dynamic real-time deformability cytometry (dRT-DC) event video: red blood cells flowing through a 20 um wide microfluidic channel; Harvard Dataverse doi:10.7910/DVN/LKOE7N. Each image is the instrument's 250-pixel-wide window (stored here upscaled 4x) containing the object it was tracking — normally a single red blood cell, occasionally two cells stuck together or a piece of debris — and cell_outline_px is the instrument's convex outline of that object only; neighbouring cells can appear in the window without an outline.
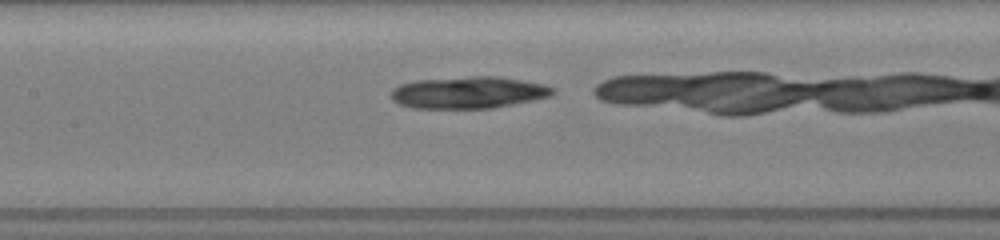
{"species": "common noctule bat (a hibernating species)", "species_latin": "Nyctalus noctula", "temperature_condition": "room temperature", "stored_images_in_passage": 29, "camera_frame_rate_fps": 3000, "um_per_image_px": 0.085, "animal": {"sex": "female", "body_mass_g": 19.5, "forearm_length_mm": 54.1}, "frame": {"image": 1, "passage_image": 15, "time_ms": 4.667, "image_size_px": [1000, 240], "cell_outline_px": [[556, 92], [552, 96], [492, 108], [412, 108], [400, 104], [392, 100], [392, 88], [400, 84], [416, 80], [472, 76], [496, 76], [544, 84], [556, 88]], "centroid_in_image_um": [39.83, 7.86], "position_along_channel_um": 167.6, "area_um2": 30.06}}
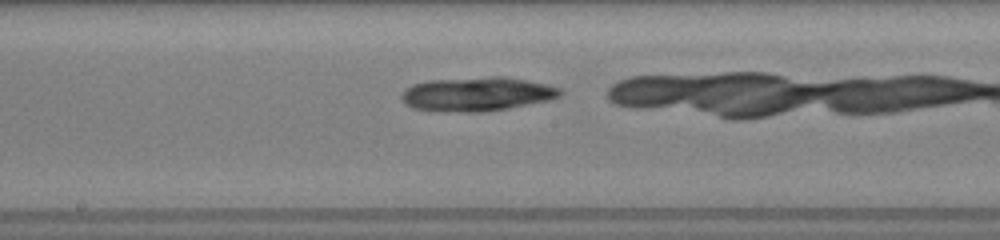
{"frame": {"image": 2, "passage_image": 18, "time_ms": 5.667, "image_size_px": [1000, 240], "cell_outline_px": [[564, 92], [560, 96], [548, 100], [508, 108], [480, 112], [468, 112], [412, 108], [404, 104], [400, 96], [404, 88], [412, 84], [428, 80], [492, 76], [504, 76], [548, 84], [560, 88]], "centroid_in_image_um": [40.53, 7.97], "position_along_channel_um": 207.7, "area_um2": 31.5}}
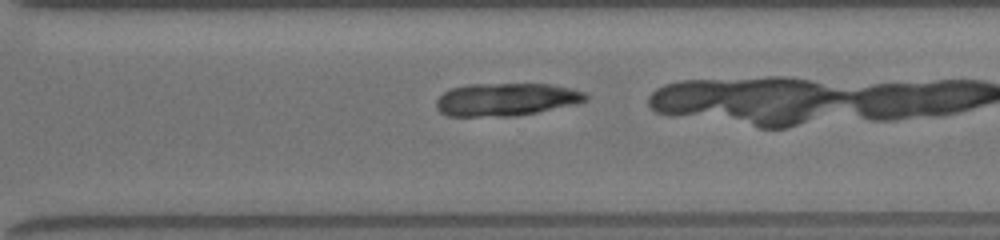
{"frame": {"image": 3, "passage_image": 27, "time_ms": 8.667, "image_size_px": [1000, 240], "cell_outline_px": [[588, 100], [576, 104], [516, 116], [448, 116], [440, 112], [436, 108], [436, 100], [444, 92], [452, 88], [468, 84], [552, 84], [584, 92], [588, 96]], "centroid_in_image_um": [43.01, 8.45], "position_along_channel_um": 327.6, "area_um2": 28.55}}